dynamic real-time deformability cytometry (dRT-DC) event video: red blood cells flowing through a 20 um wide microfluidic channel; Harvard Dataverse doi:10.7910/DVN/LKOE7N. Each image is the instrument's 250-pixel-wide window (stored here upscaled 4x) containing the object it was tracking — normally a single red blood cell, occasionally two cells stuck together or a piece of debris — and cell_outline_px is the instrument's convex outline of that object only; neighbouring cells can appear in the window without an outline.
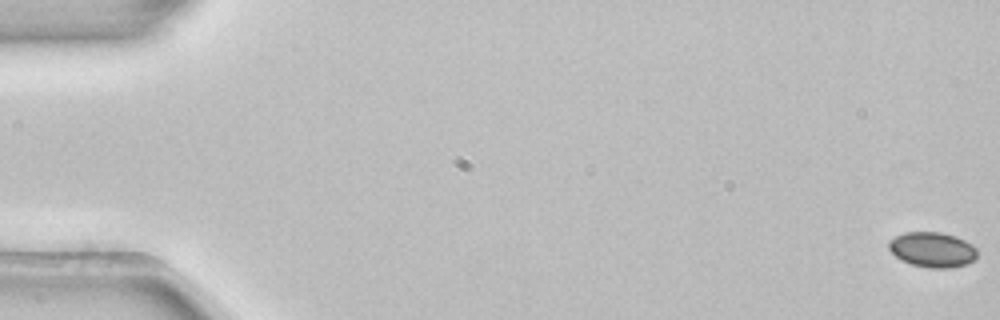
{"species": "common noctule bat (a hibernating species)", "species_latin": "Nyctalus noctula", "temperature_condition": "room temperature", "stored_images_in_passage": 5, "camera_frame_rate_fps": 3000, "um_per_image_px": 0.085, "animal": {"sex": "female", "body_mass_g": 22.7, "forearm_length_mm": 54.2}, "frame": {"image": 1, "passage_image": 1, "time_ms": 0.0, "image_size_px": [1000, 320], "cell_outline_px": [[976, 260], [968, 264], [952, 268], [928, 268], [912, 264], [900, 260], [888, 248], [888, 240], [904, 232], [940, 232], [956, 236], [972, 244], [976, 248]], "centroid_in_image_um": [79.26, 21.22], "position_along_channel_um": 5.7, "area_um2": 18.32}}
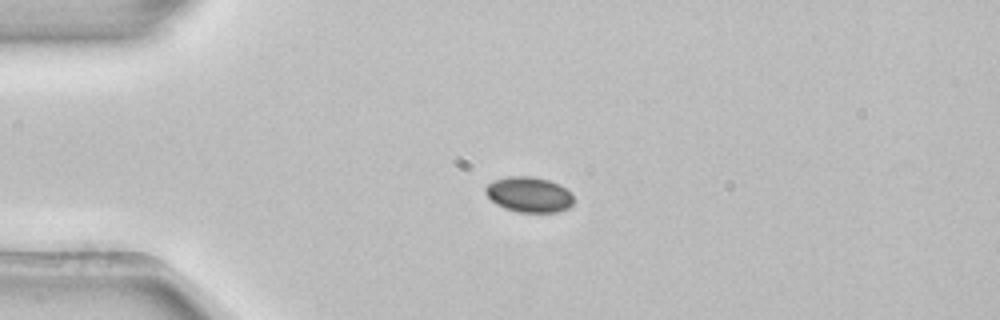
{"frame": {"image": 2, "passage_image": 4, "time_ms": 1.0, "image_size_px": [1000, 320], "cell_outline_px": [[572, 204], [568, 208], [560, 212], [516, 212], [504, 208], [496, 204], [484, 192], [484, 188], [488, 184], [496, 180], [508, 176], [532, 176], [548, 180], [560, 184], [572, 196]], "centroid_in_image_um": [44.95, 16.54], "position_along_channel_um": 40.1, "area_um2": 18.09}}